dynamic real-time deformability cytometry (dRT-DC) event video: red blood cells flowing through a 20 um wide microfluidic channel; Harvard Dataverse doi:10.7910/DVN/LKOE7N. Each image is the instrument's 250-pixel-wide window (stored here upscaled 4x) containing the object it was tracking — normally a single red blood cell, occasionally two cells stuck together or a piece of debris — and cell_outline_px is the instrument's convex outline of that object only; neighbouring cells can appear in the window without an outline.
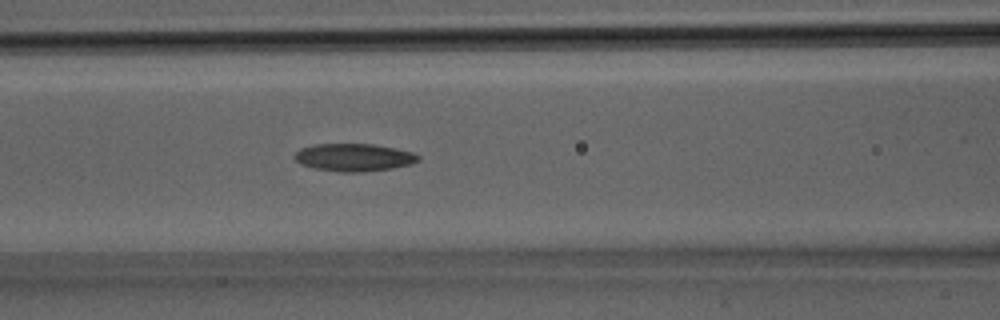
{"species": "Egyptian fruit bat (a non-hibernating species)", "species_latin": "Rousettus aegyptiacus", "temperature_condition": "room temperature", "stored_images_in_passage": 15, "camera_frame_rate_fps": 3000, "um_per_image_px": 0.085, "animal": {"sex": "male"}, "frame": {"image": 1, "passage_image": 13, "time_ms": 4.0, "image_size_px": [1000, 320], "cell_outline_px": [[420, 160], [412, 164], [392, 168], [364, 172], [340, 172], [312, 168], [300, 164], [292, 156], [300, 148], [312, 144], [376, 144], [412, 152], [420, 156]], "centroid_in_image_um": [30.06, 13.38], "position_along_channel_um": 136.5, "area_um2": 20.17}}